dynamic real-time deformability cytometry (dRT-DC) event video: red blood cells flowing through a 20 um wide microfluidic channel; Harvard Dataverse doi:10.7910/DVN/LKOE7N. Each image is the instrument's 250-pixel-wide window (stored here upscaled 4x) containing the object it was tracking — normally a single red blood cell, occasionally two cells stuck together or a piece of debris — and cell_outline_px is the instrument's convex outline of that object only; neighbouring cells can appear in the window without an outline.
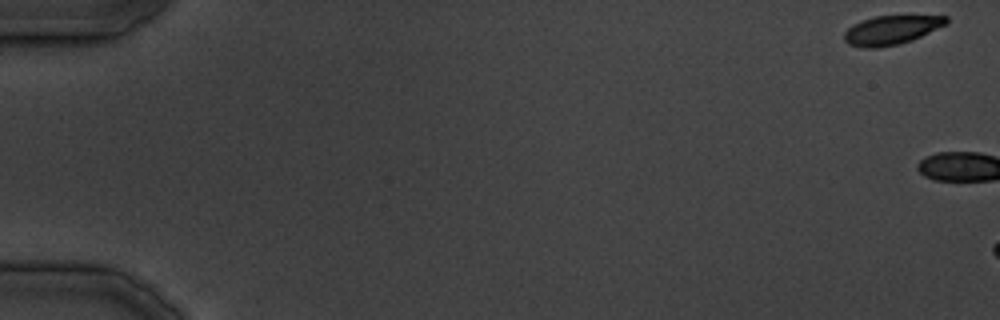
{"species": "common noctule bat (a hibernating species)", "species_latin": "Nyctalus noctula", "temperature_condition": "cold", "stored_images_in_passage": 3, "camera_frame_rate_fps": 3000, "um_per_image_px": 0.085, "animal": {"sex": "male", "body_mass_g": 19.5, "forearm_length_mm": 54.6}, "frame": {"image": 1, "passage_image": 1, "time_ms": 0.0, "image_size_px": [1000, 320], "cell_outline_px": [[948, 20], [944, 24], [912, 40], [896, 44], [876, 48], [864, 48], [848, 44], [844, 40], [844, 32], [852, 24], [860, 20], [876, 16], [948, 16]], "centroid_in_image_um": [75.67, 2.55], "position_along_channel_um": 9.3, "area_um2": 16.94}}